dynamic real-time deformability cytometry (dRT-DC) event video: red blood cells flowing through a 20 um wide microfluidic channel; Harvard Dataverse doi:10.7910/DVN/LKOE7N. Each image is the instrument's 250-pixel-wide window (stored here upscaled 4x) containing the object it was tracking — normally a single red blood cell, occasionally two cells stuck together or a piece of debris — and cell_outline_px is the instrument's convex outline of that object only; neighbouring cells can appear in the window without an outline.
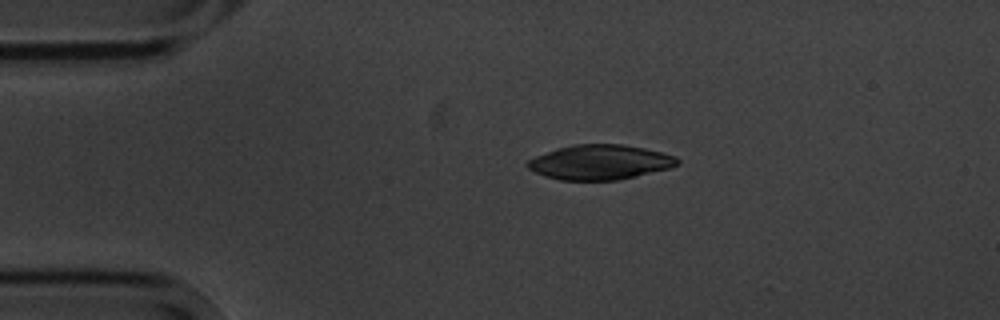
{"species": "common noctule bat (a hibernating species)", "species_latin": "Nyctalus noctula", "temperature_condition": "cold", "stored_images_in_passage": 2, "camera_frame_rate_fps": 3000, "um_per_image_px": 0.085, "animal": {"sex": "male", "body_mass_g": 20.1, "forearm_length_mm": 53.5}, "frame": {"image": 1, "passage_image": 1, "time_ms": 0.0, "image_size_px": [1000, 320], "cell_outline_px": [[680, 164], [668, 168], [636, 176], [616, 180], [560, 180], [544, 176], [528, 168], [524, 164], [528, 160], [536, 156], [556, 148], [572, 144], [620, 144], [644, 148], [676, 156], [680, 160]], "centroid_in_image_um": [50.97, 13.78], "position_along_channel_um": 34.0, "area_um2": 30.35}}